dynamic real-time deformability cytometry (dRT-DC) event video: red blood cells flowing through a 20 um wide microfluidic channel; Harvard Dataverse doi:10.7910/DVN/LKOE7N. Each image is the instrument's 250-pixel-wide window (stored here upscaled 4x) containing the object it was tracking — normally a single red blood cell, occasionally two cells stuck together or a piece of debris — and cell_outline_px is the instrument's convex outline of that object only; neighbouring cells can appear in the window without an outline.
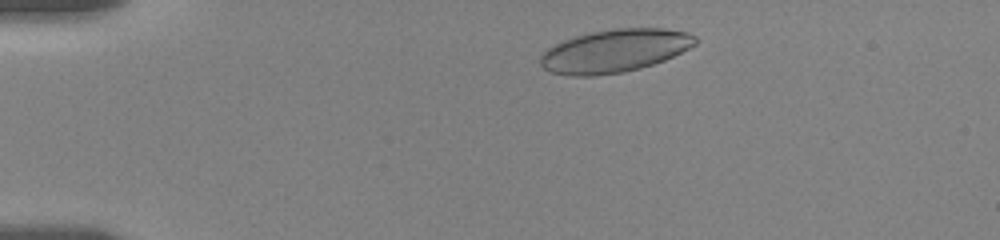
{"species": "human", "species_latin": "Homo sapiens", "temperature_condition": "room temperature", "stored_images_in_passage": 39, "camera_frame_rate_fps": 3000, "um_per_image_px": 0.085, "donor": {"sex": "female"}, "frame": {"image": 1, "passage_image": 5, "time_ms": 1.333, "image_size_px": [1000, 240], "cell_outline_px": [[700, 40], [696, 44], [664, 60], [640, 68], [624, 72], [592, 76], [572, 76], [552, 72], [544, 68], [540, 64], [540, 56], [548, 48], [564, 40], [576, 36], [592, 32], [616, 28], [664, 28], [688, 32], [696, 36]], "centroid_in_image_um": [52.27, 4.32], "position_along_channel_um": 32.7, "area_um2": 38.67}}
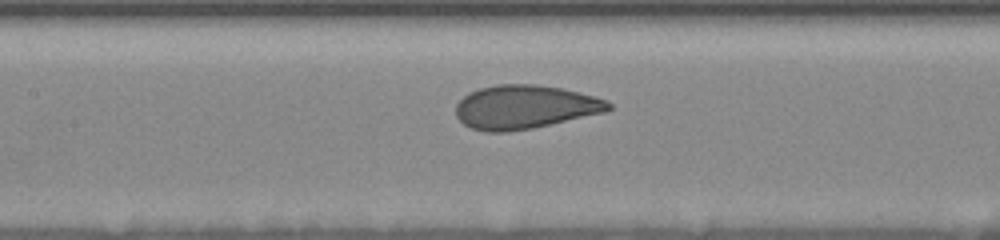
{"frame": {"image": 2, "passage_image": 22, "time_ms": 6.667, "image_size_px": [1000, 240], "cell_outline_px": [[612, 108], [604, 112], [532, 128], [504, 132], [484, 132], [472, 128], [464, 124], [456, 116], [456, 104], [468, 92], [480, 88], [496, 84], [536, 84], [560, 88], [596, 96], [608, 100], [612, 104]], "centroid_in_image_um": [44.6, 9.09], "position_along_channel_um": 162.8, "area_um2": 38.84}}
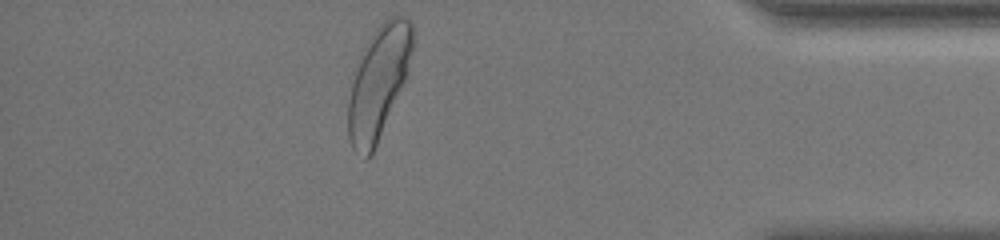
{"frame": {"image": 3, "passage_image": 36, "time_ms": 14.333, "image_size_px": [1000, 240], "cell_outline_px": [[412, 52], [408, 68], [404, 80], [372, 156], [368, 160], [364, 160], [352, 148], [348, 136], [348, 100], [360, 52], [368, 40], [380, 24], [388, 16], [404, 16], [412, 20]], "centroid_in_image_um": [32.15, 7.02], "position_along_channel_um": 403.1, "area_um2": 41.73}, "authors_computed_cell_mechanics": {"area_um2": 38.8416, "velocity_mm_per_s": 3.5737, "shape_relaxation_time_tau1_ms": 4.2885, "shape_relaxation_time_tau2_ms": null, "deformation_change_tau1": 0.1559, "deformation_change_tau2": null}}